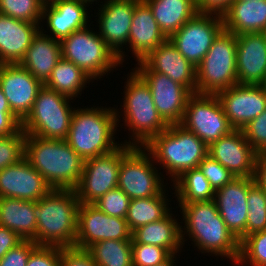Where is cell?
Wrapping results in <instances>:
<instances>
[{
	"mask_svg": "<svg viewBox=\"0 0 266 266\" xmlns=\"http://www.w3.org/2000/svg\"><path fill=\"white\" fill-rule=\"evenodd\" d=\"M26 266H61V248L37 246L31 252Z\"/></svg>",
	"mask_w": 266,
	"mask_h": 266,
	"instance_id": "obj_44",
	"label": "cell"
},
{
	"mask_svg": "<svg viewBox=\"0 0 266 266\" xmlns=\"http://www.w3.org/2000/svg\"><path fill=\"white\" fill-rule=\"evenodd\" d=\"M172 186L179 204L210 201L215 197V190L199 168L184 171Z\"/></svg>",
	"mask_w": 266,
	"mask_h": 266,
	"instance_id": "obj_34",
	"label": "cell"
},
{
	"mask_svg": "<svg viewBox=\"0 0 266 266\" xmlns=\"http://www.w3.org/2000/svg\"><path fill=\"white\" fill-rule=\"evenodd\" d=\"M121 143L108 154L84 161L83 173L74 189L81 204H93L108 191L118 187L121 160L134 147Z\"/></svg>",
	"mask_w": 266,
	"mask_h": 266,
	"instance_id": "obj_11",
	"label": "cell"
},
{
	"mask_svg": "<svg viewBox=\"0 0 266 266\" xmlns=\"http://www.w3.org/2000/svg\"><path fill=\"white\" fill-rule=\"evenodd\" d=\"M170 211L159 221L143 225L132 232V243L150 244L176 254L183 248L181 225Z\"/></svg>",
	"mask_w": 266,
	"mask_h": 266,
	"instance_id": "obj_30",
	"label": "cell"
},
{
	"mask_svg": "<svg viewBox=\"0 0 266 266\" xmlns=\"http://www.w3.org/2000/svg\"><path fill=\"white\" fill-rule=\"evenodd\" d=\"M253 178L236 177L230 183L215 190V203L227 228L241 242L246 237L248 217L247 197Z\"/></svg>",
	"mask_w": 266,
	"mask_h": 266,
	"instance_id": "obj_20",
	"label": "cell"
},
{
	"mask_svg": "<svg viewBox=\"0 0 266 266\" xmlns=\"http://www.w3.org/2000/svg\"><path fill=\"white\" fill-rule=\"evenodd\" d=\"M82 1L87 2L89 5L93 4L95 1L97 2V0H82Z\"/></svg>",
	"mask_w": 266,
	"mask_h": 266,
	"instance_id": "obj_54",
	"label": "cell"
},
{
	"mask_svg": "<svg viewBox=\"0 0 266 266\" xmlns=\"http://www.w3.org/2000/svg\"><path fill=\"white\" fill-rule=\"evenodd\" d=\"M130 198L118 187L108 191L93 204L109 216L126 218Z\"/></svg>",
	"mask_w": 266,
	"mask_h": 266,
	"instance_id": "obj_40",
	"label": "cell"
},
{
	"mask_svg": "<svg viewBox=\"0 0 266 266\" xmlns=\"http://www.w3.org/2000/svg\"><path fill=\"white\" fill-rule=\"evenodd\" d=\"M0 226L16 232L23 240L36 244V202L0 197Z\"/></svg>",
	"mask_w": 266,
	"mask_h": 266,
	"instance_id": "obj_28",
	"label": "cell"
},
{
	"mask_svg": "<svg viewBox=\"0 0 266 266\" xmlns=\"http://www.w3.org/2000/svg\"><path fill=\"white\" fill-rule=\"evenodd\" d=\"M258 157H266V146L257 154Z\"/></svg>",
	"mask_w": 266,
	"mask_h": 266,
	"instance_id": "obj_53",
	"label": "cell"
},
{
	"mask_svg": "<svg viewBox=\"0 0 266 266\" xmlns=\"http://www.w3.org/2000/svg\"><path fill=\"white\" fill-rule=\"evenodd\" d=\"M80 202L74 190L52 189L36 202V244L75 246Z\"/></svg>",
	"mask_w": 266,
	"mask_h": 266,
	"instance_id": "obj_3",
	"label": "cell"
},
{
	"mask_svg": "<svg viewBox=\"0 0 266 266\" xmlns=\"http://www.w3.org/2000/svg\"><path fill=\"white\" fill-rule=\"evenodd\" d=\"M254 182L266 193V157H256Z\"/></svg>",
	"mask_w": 266,
	"mask_h": 266,
	"instance_id": "obj_50",
	"label": "cell"
},
{
	"mask_svg": "<svg viewBox=\"0 0 266 266\" xmlns=\"http://www.w3.org/2000/svg\"><path fill=\"white\" fill-rule=\"evenodd\" d=\"M43 26L33 37L31 45L19 63L43 85L48 81L52 70L62 58L61 42L45 35ZM44 31V32H43Z\"/></svg>",
	"mask_w": 266,
	"mask_h": 266,
	"instance_id": "obj_27",
	"label": "cell"
},
{
	"mask_svg": "<svg viewBox=\"0 0 266 266\" xmlns=\"http://www.w3.org/2000/svg\"><path fill=\"white\" fill-rule=\"evenodd\" d=\"M223 30L221 15L197 12L169 40L184 58L197 67Z\"/></svg>",
	"mask_w": 266,
	"mask_h": 266,
	"instance_id": "obj_13",
	"label": "cell"
},
{
	"mask_svg": "<svg viewBox=\"0 0 266 266\" xmlns=\"http://www.w3.org/2000/svg\"><path fill=\"white\" fill-rule=\"evenodd\" d=\"M153 164L144 147L134 146L121 160L118 188L131 200L158 196L166 188L165 178Z\"/></svg>",
	"mask_w": 266,
	"mask_h": 266,
	"instance_id": "obj_10",
	"label": "cell"
},
{
	"mask_svg": "<svg viewBox=\"0 0 266 266\" xmlns=\"http://www.w3.org/2000/svg\"><path fill=\"white\" fill-rule=\"evenodd\" d=\"M236 35L223 30L196 67V93L216 95L237 83Z\"/></svg>",
	"mask_w": 266,
	"mask_h": 266,
	"instance_id": "obj_7",
	"label": "cell"
},
{
	"mask_svg": "<svg viewBox=\"0 0 266 266\" xmlns=\"http://www.w3.org/2000/svg\"><path fill=\"white\" fill-rule=\"evenodd\" d=\"M261 33H262V35H263V37H264V40H265V42H266V28L263 29V30L261 31Z\"/></svg>",
	"mask_w": 266,
	"mask_h": 266,
	"instance_id": "obj_55",
	"label": "cell"
},
{
	"mask_svg": "<svg viewBox=\"0 0 266 266\" xmlns=\"http://www.w3.org/2000/svg\"><path fill=\"white\" fill-rule=\"evenodd\" d=\"M0 111H11L8 101L0 88Z\"/></svg>",
	"mask_w": 266,
	"mask_h": 266,
	"instance_id": "obj_51",
	"label": "cell"
},
{
	"mask_svg": "<svg viewBox=\"0 0 266 266\" xmlns=\"http://www.w3.org/2000/svg\"><path fill=\"white\" fill-rule=\"evenodd\" d=\"M178 206L182 210L181 220L185 223L184 226L181 225L183 246L186 238H191L201 253L227 257L235 265L239 257L240 242L227 228L215 200L196 201Z\"/></svg>",
	"mask_w": 266,
	"mask_h": 266,
	"instance_id": "obj_1",
	"label": "cell"
},
{
	"mask_svg": "<svg viewBox=\"0 0 266 266\" xmlns=\"http://www.w3.org/2000/svg\"><path fill=\"white\" fill-rule=\"evenodd\" d=\"M257 154L244 137L242 130L237 129L208 146V155L235 177H254Z\"/></svg>",
	"mask_w": 266,
	"mask_h": 266,
	"instance_id": "obj_21",
	"label": "cell"
},
{
	"mask_svg": "<svg viewBox=\"0 0 266 266\" xmlns=\"http://www.w3.org/2000/svg\"><path fill=\"white\" fill-rule=\"evenodd\" d=\"M73 100L43 85L38 91L31 111L21 122L26 135L53 140H66L75 107Z\"/></svg>",
	"mask_w": 266,
	"mask_h": 266,
	"instance_id": "obj_8",
	"label": "cell"
},
{
	"mask_svg": "<svg viewBox=\"0 0 266 266\" xmlns=\"http://www.w3.org/2000/svg\"><path fill=\"white\" fill-rule=\"evenodd\" d=\"M266 266V230L253 233L240 242L235 265Z\"/></svg>",
	"mask_w": 266,
	"mask_h": 266,
	"instance_id": "obj_38",
	"label": "cell"
},
{
	"mask_svg": "<svg viewBox=\"0 0 266 266\" xmlns=\"http://www.w3.org/2000/svg\"><path fill=\"white\" fill-rule=\"evenodd\" d=\"M100 3L102 4L98 8L99 13H96L99 25L98 34L123 65L126 57L123 46H128L136 0H104Z\"/></svg>",
	"mask_w": 266,
	"mask_h": 266,
	"instance_id": "obj_15",
	"label": "cell"
},
{
	"mask_svg": "<svg viewBox=\"0 0 266 266\" xmlns=\"http://www.w3.org/2000/svg\"><path fill=\"white\" fill-rule=\"evenodd\" d=\"M235 1H251V0H235Z\"/></svg>",
	"mask_w": 266,
	"mask_h": 266,
	"instance_id": "obj_56",
	"label": "cell"
},
{
	"mask_svg": "<svg viewBox=\"0 0 266 266\" xmlns=\"http://www.w3.org/2000/svg\"><path fill=\"white\" fill-rule=\"evenodd\" d=\"M246 237L266 230V193L254 183L248 191Z\"/></svg>",
	"mask_w": 266,
	"mask_h": 266,
	"instance_id": "obj_36",
	"label": "cell"
},
{
	"mask_svg": "<svg viewBox=\"0 0 266 266\" xmlns=\"http://www.w3.org/2000/svg\"><path fill=\"white\" fill-rule=\"evenodd\" d=\"M138 65V66H137ZM135 72H159L196 93V67L167 39L131 69Z\"/></svg>",
	"mask_w": 266,
	"mask_h": 266,
	"instance_id": "obj_18",
	"label": "cell"
},
{
	"mask_svg": "<svg viewBox=\"0 0 266 266\" xmlns=\"http://www.w3.org/2000/svg\"><path fill=\"white\" fill-rule=\"evenodd\" d=\"M61 266H98L92 256L75 247L61 248Z\"/></svg>",
	"mask_w": 266,
	"mask_h": 266,
	"instance_id": "obj_46",
	"label": "cell"
},
{
	"mask_svg": "<svg viewBox=\"0 0 266 266\" xmlns=\"http://www.w3.org/2000/svg\"><path fill=\"white\" fill-rule=\"evenodd\" d=\"M43 84L17 64H0V88L12 113L22 122L34 105Z\"/></svg>",
	"mask_w": 266,
	"mask_h": 266,
	"instance_id": "obj_17",
	"label": "cell"
},
{
	"mask_svg": "<svg viewBox=\"0 0 266 266\" xmlns=\"http://www.w3.org/2000/svg\"><path fill=\"white\" fill-rule=\"evenodd\" d=\"M237 83L263 85L266 80V42L261 32L236 35Z\"/></svg>",
	"mask_w": 266,
	"mask_h": 266,
	"instance_id": "obj_23",
	"label": "cell"
},
{
	"mask_svg": "<svg viewBox=\"0 0 266 266\" xmlns=\"http://www.w3.org/2000/svg\"><path fill=\"white\" fill-rule=\"evenodd\" d=\"M235 0H195L197 12L223 15Z\"/></svg>",
	"mask_w": 266,
	"mask_h": 266,
	"instance_id": "obj_47",
	"label": "cell"
},
{
	"mask_svg": "<svg viewBox=\"0 0 266 266\" xmlns=\"http://www.w3.org/2000/svg\"><path fill=\"white\" fill-rule=\"evenodd\" d=\"M40 26L0 14V64L20 63Z\"/></svg>",
	"mask_w": 266,
	"mask_h": 266,
	"instance_id": "obj_26",
	"label": "cell"
},
{
	"mask_svg": "<svg viewBox=\"0 0 266 266\" xmlns=\"http://www.w3.org/2000/svg\"><path fill=\"white\" fill-rule=\"evenodd\" d=\"M86 251L98 266H133L132 240L98 241Z\"/></svg>",
	"mask_w": 266,
	"mask_h": 266,
	"instance_id": "obj_35",
	"label": "cell"
},
{
	"mask_svg": "<svg viewBox=\"0 0 266 266\" xmlns=\"http://www.w3.org/2000/svg\"><path fill=\"white\" fill-rule=\"evenodd\" d=\"M241 130L248 143L259 153L266 146V110Z\"/></svg>",
	"mask_w": 266,
	"mask_h": 266,
	"instance_id": "obj_43",
	"label": "cell"
},
{
	"mask_svg": "<svg viewBox=\"0 0 266 266\" xmlns=\"http://www.w3.org/2000/svg\"><path fill=\"white\" fill-rule=\"evenodd\" d=\"M198 168L210 182L214 190L224 187L236 178L227 168L207 155L198 165Z\"/></svg>",
	"mask_w": 266,
	"mask_h": 266,
	"instance_id": "obj_42",
	"label": "cell"
},
{
	"mask_svg": "<svg viewBox=\"0 0 266 266\" xmlns=\"http://www.w3.org/2000/svg\"><path fill=\"white\" fill-rule=\"evenodd\" d=\"M216 96L233 129L241 130L266 110L263 85L235 84Z\"/></svg>",
	"mask_w": 266,
	"mask_h": 266,
	"instance_id": "obj_16",
	"label": "cell"
},
{
	"mask_svg": "<svg viewBox=\"0 0 266 266\" xmlns=\"http://www.w3.org/2000/svg\"><path fill=\"white\" fill-rule=\"evenodd\" d=\"M163 34L169 39L196 13L195 0H144Z\"/></svg>",
	"mask_w": 266,
	"mask_h": 266,
	"instance_id": "obj_31",
	"label": "cell"
},
{
	"mask_svg": "<svg viewBox=\"0 0 266 266\" xmlns=\"http://www.w3.org/2000/svg\"><path fill=\"white\" fill-rule=\"evenodd\" d=\"M24 158L53 189L74 190L83 173L84 160L66 140L26 135Z\"/></svg>",
	"mask_w": 266,
	"mask_h": 266,
	"instance_id": "obj_2",
	"label": "cell"
},
{
	"mask_svg": "<svg viewBox=\"0 0 266 266\" xmlns=\"http://www.w3.org/2000/svg\"><path fill=\"white\" fill-rule=\"evenodd\" d=\"M93 79L72 62L61 58L52 70L48 81L44 84L47 88L63 94L73 100L81 96L82 90Z\"/></svg>",
	"mask_w": 266,
	"mask_h": 266,
	"instance_id": "obj_32",
	"label": "cell"
},
{
	"mask_svg": "<svg viewBox=\"0 0 266 266\" xmlns=\"http://www.w3.org/2000/svg\"><path fill=\"white\" fill-rule=\"evenodd\" d=\"M176 255V256H175ZM177 258V253L176 254H172L167 260H165L164 262L157 264L155 266H177L174 262L176 261Z\"/></svg>",
	"mask_w": 266,
	"mask_h": 266,
	"instance_id": "obj_52",
	"label": "cell"
},
{
	"mask_svg": "<svg viewBox=\"0 0 266 266\" xmlns=\"http://www.w3.org/2000/svg\"><path fill=\"white\" fill-rule=\"evenodd\" d=\"M21 129V122L12 111H0V136H10Z\"/></svg>",
	"mask_w": 266,
	"mask_h": 266,
	"instance_id": "obj_48",
	"label": "cell"
},
{
	"mask_svg": "<svg viewBox=\"0 0 266 266\" xmlns=\"http://www.w3.org/2000/svg\"><path fill=\"white\" fill-rule=\"evenodd\" d=\"M32 240H23L0 260V266H26L31 252L37 247Z\"/></svg>",
	"mask_w": 266,
	"mask_h": 266,
	"instance_id": "obj_45",
	"label": "cell"
},
{
	"mask_svg": "<svg viewBox=\"0 0 266 266\" xmlns=\"http://www.w3.org/2000/svg\"><path fill=\"white\" fill-rule=\"evenodd\" d=\"M133 71V72H132ZM127 74L126 86L124 87L123 110L115 109L117 124L120 116L124 120L125 129L128 128L130 139L123 144L144 147L153 137L159 135L168 128V124L159 115L151 90L145 81L132 70ZM120 113V115H119ZM122 114V115H121ZM120 118V119H119ZM133 137V138H132Z\"/></svg>",
	"mask_w": 266,
	"mask_h": 266,
	"instance_id": "obj_5",
	"label": "cell"
},
{
	"mask_svg": "<svg viewBox=\"0 0 266 266\" xmlns=\"http://www.w3.org/2000/svg\"><path fill=\"white\" fill-rule=\"evenodd\" d=\"M44 4V0H0V14L42 25Z\"/></svg>",
	"mask_w": 266,
	"mask_h": 266,
	"instance_id": "obj_37",
	"label": "cell"
},
{
	"mask_svg": "<svg viewBox=\"0 0 266 266\" xmlns=\"http://www.w3.org/2000/svg\"><path fill=\"white\" fill-rule=\"evenodd\" d=\"M52 189L25 158L0 170V197L37 202Z\"/></svg>",
	"mask_w": 266,
	"mask_h": 266,
	"instance_id": "obj_22",
	"label": "cell"
},
{
	"mask_svg": "<svg viewBox=\"0 0 266 266\" xmlns=\"http://www.w3.org/2000/svg\"><path fill=\"white\" fill-rule=\"evenodd\" d=\"M90 5L82 0H51L45 2L42 22L46 20V27L54 39L62 40L75 30L86 27L88 22V8Z\"/></svg>",
	"mask_w": 266,
	"mask_h": 266,
	"instance_id": "obj_24",
	"label": "cell"
},
{
	"mask_svg": "<svg viewBox=\"0 0 266 266\" xmlns=\"http://www.w3.org/2000/svg\"><path fill=\"white\" fill-rule=\"evenodd\" d=\"M172 254L165 248L150 244L132 243L133 266H155Z\"/></svg>",
	"mask_w": 266,
	"mask_h": 266,
	"instance_id": "obj_41",
	"label": "cell"
},
{
	"mask_svg": "<svg viewBox=\"0 0 266 266\" xmlns=\"http://www.w3.org/2000/svg\"><path fill=\"white\" fill-rule=\"evenodd\" d=\"M109 239L132 240L126 218L109 216L94 204H80L74 247L86 250L98 241Z\"/></svg>",
	"mask_w": 266,
	"mask_h": 266,
	"instance_id": "obj_14",
	"label": "cell"
},
{
	"mask_svg": "<svg viewBox=\"0 0 266 266\" xmlns=\"http://www.w3.org/2000/svg\"><path fill=\"white\" fill-rule=\"evenodd\" d=\"M117 127L115 107H78L72 114L66 141L85 161L108 154L121 145L115 141Z\"/></svg>",
	"mask_w": 266,
	"mask_h": 266,
	"instance_id": "obj_4",
	"label": "cell"
},
{
	"mask_svg": "<svg viewBox=\"0 0 266 266\" xmlns=\"http://www.w3.org/2000/svg\"><path fill=\"white\" fill-rule=\"evenodd\" d=\"M91 24L75 30L60 42L62 58L78 66L95 81L122 64L97 30L89 28Z\"/></svg>",
	"mask_w": 266,
	"mask_h": 266,
	"instance_id": "obj_9",
	"label": "cell"
},
{
	"mask_svg": "<svg viewBox=\"0 0 266 266\" xmlns=\"http://www.w3.org/2000/svg\"><path fill=\"white\" fill-rule=\"evenodd\" d=\"M144 148L173 182L184 171L198 168L208 155V145L193 132L180 124L169 125L159 135L153 137Z\"/></svg>",
	"mask_w": 266,
	"mask_h": 266,
	"instance_id": "obj_6",
	"label": "cell"
},
{
	"mask_svg": "<svg viewBox=\"0 0 266 266\" xmlns=\"http://www.w3.org/2000/svg\"><path fill=\"white\" fill-rule=\"evenodd\" d=\"M168 38L161 31L149 5L136 0L135 11L128 38V48L139 62Z\"/></svg>",
	"mask_w": 266,
	"mask_h": 266,
	"instance_id": "obj_25",
	"label": "cell"
},
{
	"mask_svg": "<svg viewBox=\"0 0 266 266\" xmlns=\"http://www.w3.org/2000/svg\"><path fill=\"white\" fill-rule=\"evenodd\" d=\"M22 241L23 239L16 232L0 226V260L10 249Z\"/></svg>",
	"mask_w": 266,
	"mask_h": 266,
	"instance_id": "obj_49",
	"label": "cell"
},
{
	"mask_svg": "<svg viewBox=\"0 0 266 266\" xmlns=\"http://www.w3.org/2000/svg\"><path fill=\"white\" fill-rule=\"evenodd\" d=\"M26 134L22 128L10 136H0V170L19 163L25 155Z\"/></svg>",
	"mask_w": 266,
	"mask_h": 266,
	"instance_id": "obj_39",
	"label": "cell"
},
{
	"mask_svg": "<svg viewBox=\"0 0 266 266\" xmlns=\"http://www.w3.org/2000/svg\"><path fill=\"white\" fill-rule=\"evenodd\" d=\"M180 125L193 132L208 146L234 130L219 99L210 94L193 93L189 97Z\"/></svg>",
	"mask_w": 266,
	"mask_h": 266,
	"instance_id": "obj_12",
	"label": "cell"
},
{
	"mask_svg": "<svg viewBox=\"0 0 266 266\" xmlns=\"http://www.w3.org/2000/svg\"><path fill=\"white\" fill-rule=\"evenodd\" d=\"M224 30L239 35L266 28V0L234 1L222 15Z\"/></svg>",
	"mask_w": 266,
	"mask_h": 266,
	"instance_id": "obj_29",
	"label": "cell"
},
{
	"mask_svg": "<svg viewBox=\"0 0 266 266\" xmlns=\"http://www.w3.org/2000/svg\"><path fill=\"white\" fill-rule=\"evenodd\" d=\"M151 90L155 107L168 124H180L187 101L193 94L187 87L159 72H136Z\"/></svg>",
	"mask_w": 266,
	"mask_h": 266,
	"instance_id": "obj_19",
	"label": "cell"
},
{
	"mask_svg": "<svg viewBox=\"0 0 266 266\" xmlns=\"http://www.w3.org/2000/svg\"><path fill=\"white\" fill-rule=\"evenodd\" d=\"M165 188L158 196L130 200L126 221L131 232L164 218L171 210ZM166 193V194H165ZM171 209V210H170Z\"/></svg>",
	"mask_w": 266,
	"mask_h": 266,
	"instance_id": "obj_33",
	"label": "cell"
}]
</instances>
